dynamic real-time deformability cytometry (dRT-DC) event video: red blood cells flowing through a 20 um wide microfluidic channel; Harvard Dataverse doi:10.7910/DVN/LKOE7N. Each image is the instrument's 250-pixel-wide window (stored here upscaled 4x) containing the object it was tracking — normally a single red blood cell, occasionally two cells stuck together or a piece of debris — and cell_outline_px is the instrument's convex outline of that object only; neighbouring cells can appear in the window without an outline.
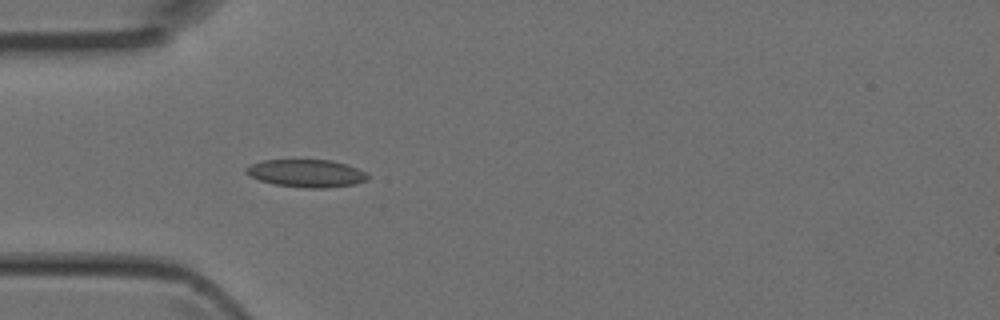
{"species": "Egyptian fruit bat (a non-hibernating species)", "species_latin": "Rousettus aegyptiacus", "temperature_condition": "room temperature", "stored_images_in_passage": 3, "camera_frame_rate_fps": 3000, "um_per_image_px": 0.085, "animal": {"sex": "female"}, "frame": {"image": 1, "passage_image": 3, "time_ms": 0.667, "image_size_px": [1000, 320], "cell_outline_px": [[368, 180], [356, 184], [328, 188], [304, 188], [276, 184], [260, 180], [244, 172], [244, 168], [252, 164], [264, 160], [332, 160], [348, 164], [364, 172], [368, 176]], "centroid_in_image_um": [26.07, 14.73], "position_along_channel_um": 58.9, "area_um2": 19.59}}